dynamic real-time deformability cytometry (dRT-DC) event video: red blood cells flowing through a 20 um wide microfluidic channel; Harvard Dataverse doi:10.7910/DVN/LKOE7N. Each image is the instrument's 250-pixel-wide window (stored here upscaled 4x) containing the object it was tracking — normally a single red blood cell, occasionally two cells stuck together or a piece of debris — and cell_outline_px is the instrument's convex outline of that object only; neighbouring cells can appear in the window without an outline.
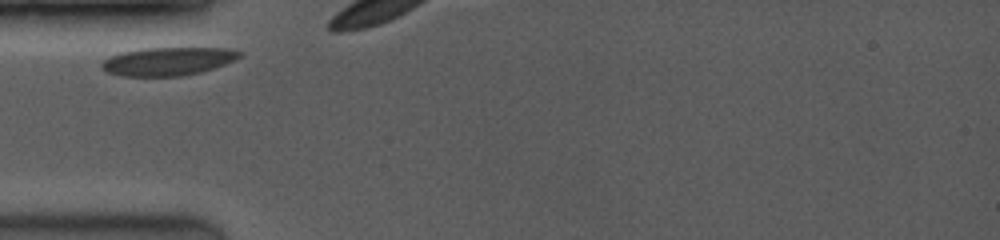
{"species": "common noctule bat (a hibernating species)", "species_latin": "Nyctalus noctula", "temperature_condition": "room temperature", "stored_images_in_passage": 14, "camera_frame_rate_fps": 3500, "um_per_image_px": 0.085, "animal": {"sex": "female", "body_mass_g": 19.0, "forearm_length_mm": 53.3}, "frame": {"image": 1, "passage_image": 1, "time_ms": 0.0, "image_size_px": [1000, 240], "cell_outline_px": [[244, 56], [236, 60], [200, 72], [180, 76], [120, 76], [108, 72], [100, 68], [100, 64], [108, 56], [120, 52], [144, 48], [224, 48], [244, 52]], "centroid_in_image_um": [14.26, 5.2], "position_along_channel_um": 70.7, "area_um2": 22.83}}